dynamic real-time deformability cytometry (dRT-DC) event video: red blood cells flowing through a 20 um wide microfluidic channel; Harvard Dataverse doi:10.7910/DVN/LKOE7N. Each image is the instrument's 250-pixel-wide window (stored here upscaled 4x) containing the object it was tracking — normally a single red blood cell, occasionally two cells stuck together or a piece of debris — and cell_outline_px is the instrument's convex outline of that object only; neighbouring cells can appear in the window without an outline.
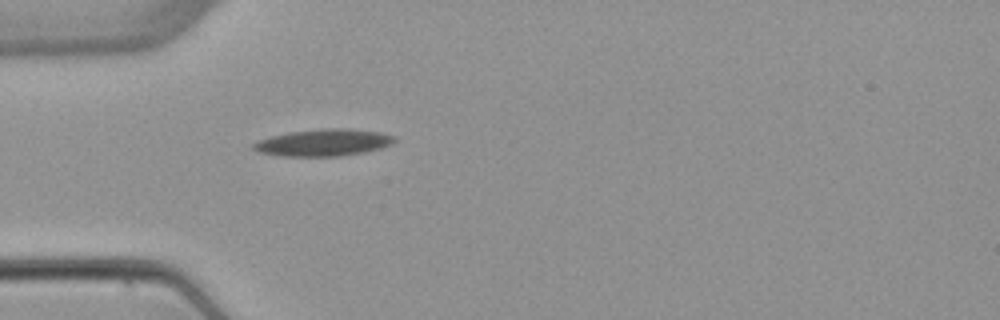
{"species": "common noctule bat (a hibernating species)", "species_latin": "Nyctalus noctula", "temperature_condition": "warm", "stored_images_in_passage": 1, "camera_frame_rate_fps": 3000, "um_per_image_px": 0.085, "animal": {"sex": "female", "body_mass_g": 22.7, "forearm_length_mm": 54.2}, "frame": {"image": 1, "passage_image": 1, "time_ms": 0.0, "image_size_px": [1000, 320], "cell_outline_px": [[396, 140], [392, 144], [380, 148], [364, 152], [340, 156], [284, 156], [260, 152], [252, 148], [252, 144], [256, 140], [288, 132], [324, 128], [344, 128], [380, 132], [396, 136]], "centroid_in_image_um": [27.5, 12.11], "position_along_channel_um": 57.5, "area_um2": 22.14}}